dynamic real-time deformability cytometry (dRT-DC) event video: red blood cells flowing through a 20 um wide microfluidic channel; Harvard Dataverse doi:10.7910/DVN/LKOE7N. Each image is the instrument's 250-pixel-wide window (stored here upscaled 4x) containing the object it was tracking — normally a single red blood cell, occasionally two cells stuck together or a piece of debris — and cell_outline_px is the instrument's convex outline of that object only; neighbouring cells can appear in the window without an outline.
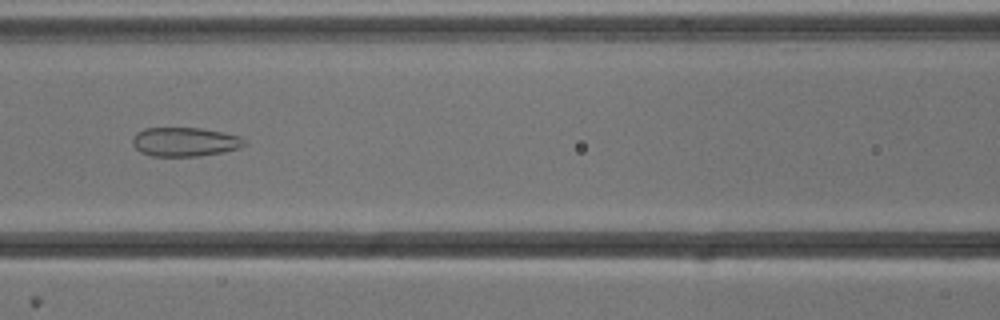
{"species": "common noctule bat (a hibernating species)", "species_latin": "Nyctalus noctula", "temperature_condition": "cold", "stored_images_in_passage": 31, "camera_frame_rate_fps": 3000, "um_per_image_px": 0.085, "animal": {"sex": "male", "body_mass_g": 13.3}, "frame": {"image": 1, "passage_image": 8, "time_ms": 2.333, "image_size_px": [1000, 320], "cell_outline_px": [[248, 144], [240, 148], [224, 152], [200, 156], [152, 156], [140, 152], [132, 144], [132, 136], [136, 132], [144, 128], [200, 128], [240, 136]], "centroid_in_image_um": [15.7, 12.06], "position_along_channel_um": 150.9, "area_um2": 19.07}}
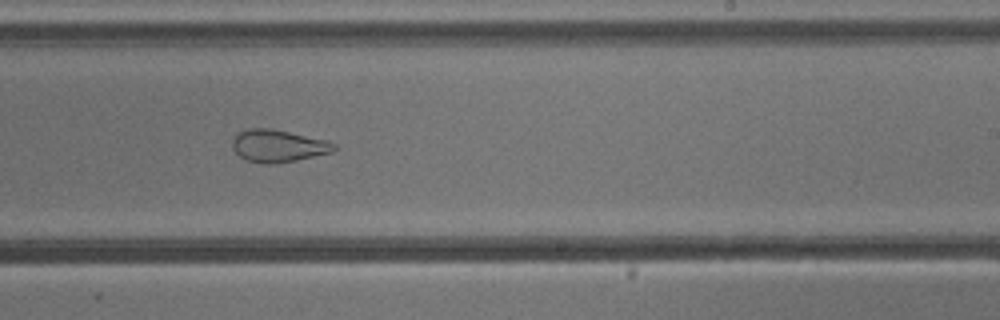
{"frame": {"image": 2, "passage_image": 17, "time_ms": 5.333, "image_size_px": [1000, 320], "cell_outline_px": [[340, 148], [332, 152], [296, 160], [272, 164], [264, 164], [248, 160], [240, 156], [232, 148], [232, 140], [236, 132], [248, 128], [272, 128], [328, 140], [336, 144]], "centroid_in_image_um": [23.66, 12.38], "position_along_channel_um": 265.3, "area_um2": 19.42}}
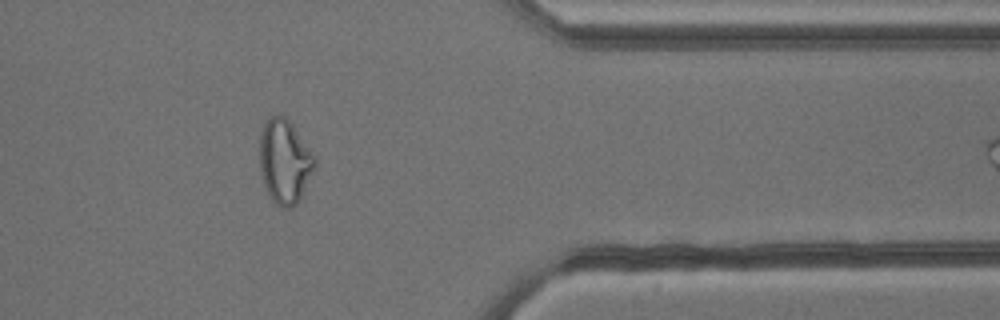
{"frame": {"image": 3, "passage_image": 28, "time_ms": 9.0, "image_size_px": [1000, 320], "cell_outline_px": [[316, 164], [300, 200], [296, 204], [288, 208], [284, 208], [276, 204], [268, 196], [260, 172], [260, 136], [264, 124], [268, 116], [284, 116], [292, 124], [316, 156]], "centroid_in_image_um": [24.2, 13.74], "position_along_channel_um": 387.2, "area_um2": 27.05}}